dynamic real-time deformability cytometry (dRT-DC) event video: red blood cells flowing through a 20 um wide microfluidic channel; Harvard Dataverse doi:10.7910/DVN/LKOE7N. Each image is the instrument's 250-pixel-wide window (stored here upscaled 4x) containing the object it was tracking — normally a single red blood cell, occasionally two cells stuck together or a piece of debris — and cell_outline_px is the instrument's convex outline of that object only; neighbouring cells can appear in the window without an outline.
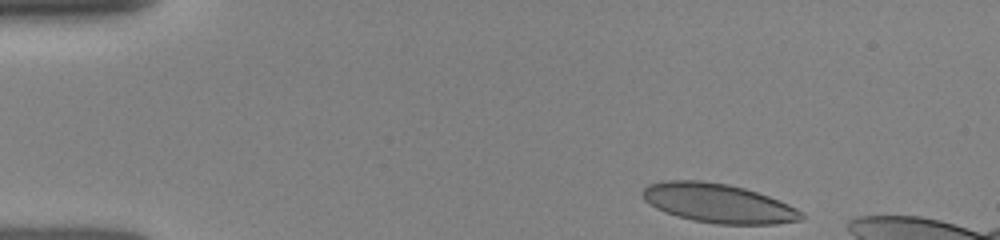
{"species": "human", "species_latin": "Homo sapiens", "temperature_condition": "room temperature", "stored_images_in_passage": 10, "camera_frame_rate_fps": 3000, "um_per_image_px": 0.085, "donor": {"sex": "female"}, "frame": {"image": 1, "passage_image": 1, "time_ms": 0.0, "image_size_px": [1000, 240], "cell_outline_px": [[804, 216], [800, 220], [776, 224], [716, 224], [692, 220], [676, 216], [664, 212], [656, 208], [644, 200], [640, 192], [648, 184], [664, 180], [704, 180], [728, 184], [744, 188], [780, 200], [796, 208]], "centroid_in_image_um": [61.0, 17.26], "position_along_channel_um": 24.0, "area_um2": 36.36}}
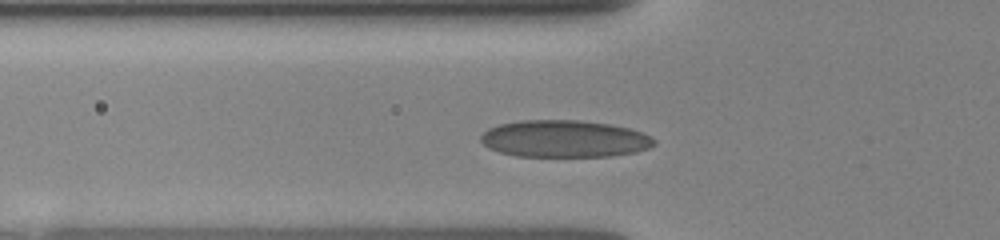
{"frame": {"image": 2, "passage_image": 9, "time_ms": 3.333, "image_size_px": [1000, 240], "cell_outline_px": [[656, 144], [648, 148], [636, 152], [612, 156], [516, 156], [500, 152], [488, 148], [480, 140], [480, 136], [488, 128], [500, 124], [520, 120], [580, 120], [608, 124], [628, 128], [652, 136], [656, 140]], "centroid_in_image_um": [47.97, 11.8], "position_along_channel_um": 77.8, "area_um2": 37.51}}